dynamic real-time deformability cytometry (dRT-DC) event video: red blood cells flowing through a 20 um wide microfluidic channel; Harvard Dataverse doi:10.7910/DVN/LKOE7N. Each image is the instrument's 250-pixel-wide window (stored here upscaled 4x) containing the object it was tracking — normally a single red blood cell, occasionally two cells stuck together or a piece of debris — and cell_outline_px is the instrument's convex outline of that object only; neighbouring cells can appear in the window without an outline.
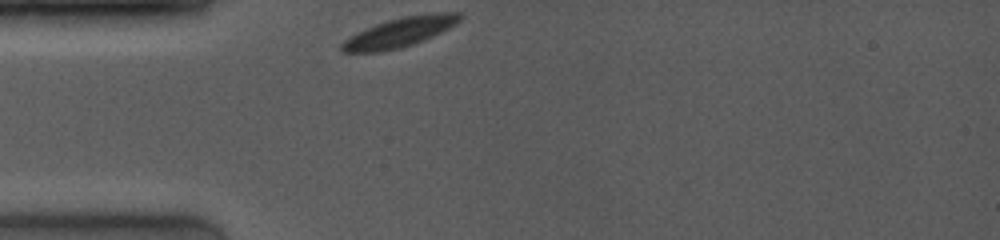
{"species": "common noctule bat (a hibernating species)", "species_latin": "Nyctalus noctula", "temperature_condition": "room temperature", "stored_images_in_passage": 18, "camera_frame_rate_fps": 4000, "um_per_image_px": 0.085, "animal": {"sex": "female", "body_mass_g": 19.0, "forearm_length_mm": 53.3}, "frame": {"image": 1, "passage_image": 1, "time_ms": 0.0, "image_size_px": [1000, 240], "cell_outline_px": [[464, 16], [456, 24], [424, 40], [400, 48], [380, 52], [344, 52], [340, 48], [340, 44], [348, 36], [376, 24], [388, 20], [404, 16], [432, 12], [460, 12]], "centroid_in_image_um": [33.99, 2.73], "position_along_channel_um": 51.0, "area_um2": 20.35}}
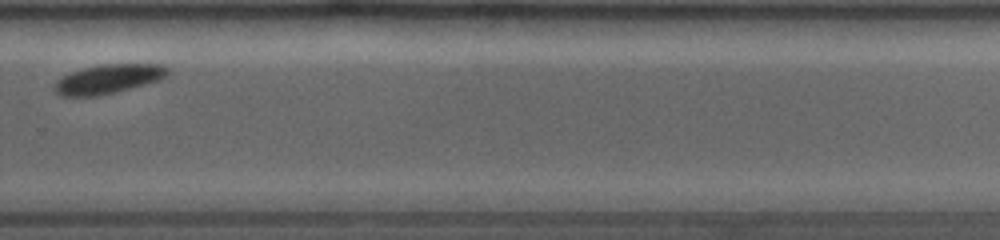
{"frame": {"image": 2, "passage_image": 14, "time_ms": 7.25, "image_size_px": [1000, 240], "cell_outline_px": [[172, 72], [168, 76], [160, 80], [96, 96], [64, 96], [56, 92], [52, 88], [56, 80], [72, 72], [84, 68], [100, 64], [164, 64], [172, 68]], "centroid_in_image_um": [9.27, 6.69], "position_along_channel_um": 320.5, "area_um2": 19.25}}
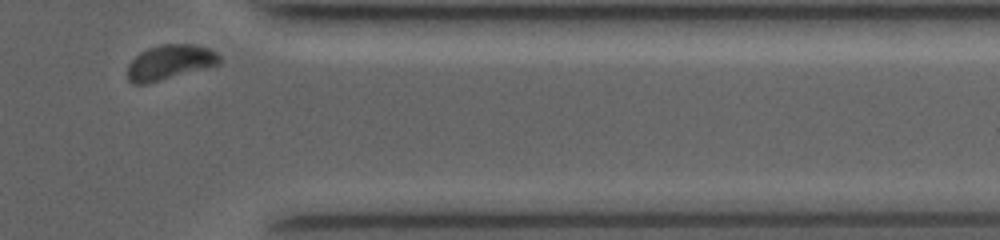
{"frame": {"image": 3, "passage_image": 18, "time_ms": 9.25, "image_size_px": [1000, 240], "cell_outline_px": [[220, 64], [148, 84], [132, 84], [128, 80], [128, 64], [140, 52], [148, 48], [160, 44], [192, 44], [208, 48], [216, 52], [220, 56]], "centroid_in_image_um": [14.42, 5.3], "position_along_channel_um": 397.0, "area_um2": 18.73}, "authors_computed_cell_mechanics": {"area_um2": 20.1433, "velocity_mm_per_s": 3.8678, "shape_relaxation_time_tau1_ms": 0.476, "shape_relaxation_time_tau2_ms": null, "deformation_change_tau1": 0.0414, "deformation_change_tau2": null}}